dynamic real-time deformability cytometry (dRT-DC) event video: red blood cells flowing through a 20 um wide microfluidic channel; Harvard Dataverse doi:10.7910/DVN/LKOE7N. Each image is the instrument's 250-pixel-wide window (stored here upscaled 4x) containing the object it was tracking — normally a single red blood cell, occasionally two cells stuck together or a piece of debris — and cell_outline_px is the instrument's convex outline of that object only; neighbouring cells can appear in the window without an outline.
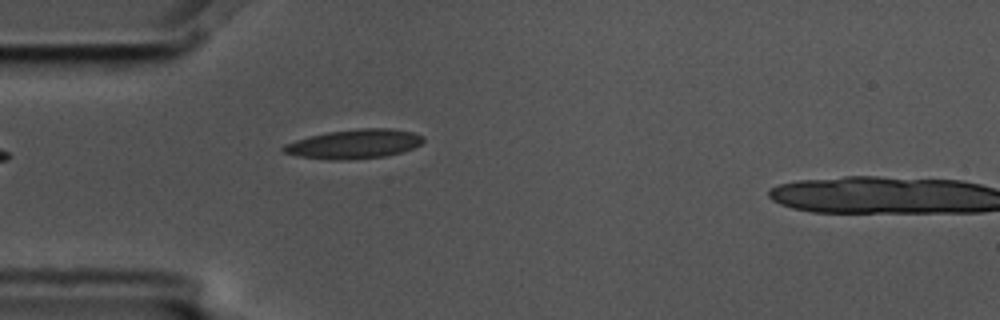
{"species": "common noctule bat (a hibernating species)", "species_latin": "Nyctalus noctula", "temperature_condition": "cold", "stored_images_in_passage": 3, "camera_frame_rate_fps": 3000, "um_per_image_px": 0.085, "animal": {"sex": "male", "body_mass_g": 17.5, "forearm_length_mm": 52.3}, "frame": {"image": 1, "passage_image": 3, "time_ms": 0.667, "image_size_px": [1000, 320], "cell_outline_px": [[424, 140], [420, 144], [412, 148], [400, 152], [384, 156], [336, 160], [332, 160], [300, 156], [284, 152], [280, 148], [284, 144], [308, 136], [328, 132], [360, 128], [392, 128], [412, 132], [424, 136]], "centroid_in_image_um": [30.1, 12.22], "position_along_channel_um": 54.9, "area_um2": 23.52}}